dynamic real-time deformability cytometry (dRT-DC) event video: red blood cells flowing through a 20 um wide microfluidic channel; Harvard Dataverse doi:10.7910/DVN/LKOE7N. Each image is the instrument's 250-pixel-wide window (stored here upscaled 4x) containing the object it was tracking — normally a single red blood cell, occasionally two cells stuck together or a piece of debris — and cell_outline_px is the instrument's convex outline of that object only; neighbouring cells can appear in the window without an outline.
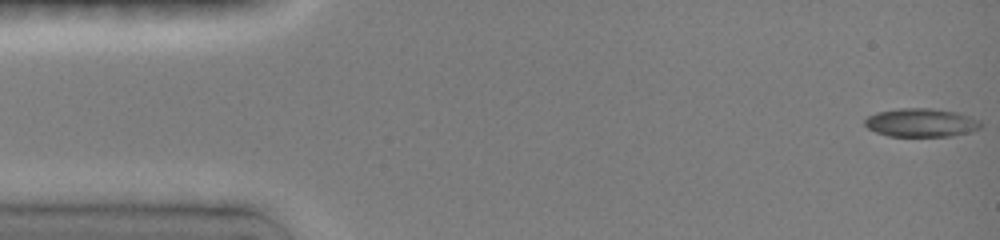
{"species": "common noctule bat (a hibernating species)", "species_latin": "Nyctalus noctula", "temperature_condition": "room temperature", "stored_images_in_passage": 87, "camera_frame_rate_fps": 3000, "um_per_image_px": 0.085, "animal": {"sex": "female", "body_mass_g": 19.0, "forearm_length_mm": 51.5}, "frame": {"image": 1, "passage_image": 1, "time_ms": 0.0, "image_size_px": [1000, 240], "cell_outline_px": [[984, 124], [980, 128], [972, 132], [952, 136], [888, 136], [876, 132], [868, 128], [864, 124], [864, 120], [868, 116], [876, 112], [900, 108], [932, 108], [960, 112], [980, 120]], "centroid_in_image_um": [78.35, 10.42], "position_along_channel_um": 6.7, "area_um2": 19.59}}
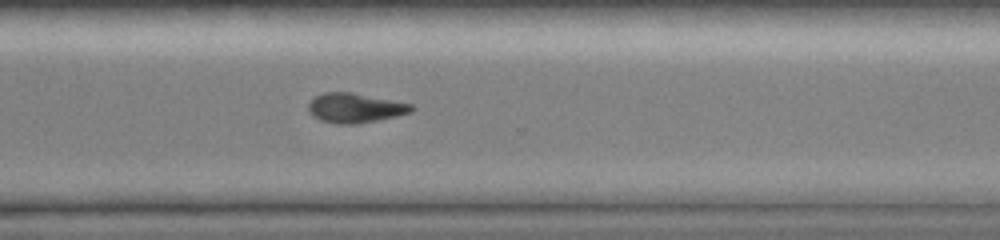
{"frame": {"image": 2, "passage_image": 59, "time_ms": 11.333, "image_size_px": [1000, 240], "cell_outline_px": [[416, 108], [412, 112], [396, 116], [356, 124], [340, 124], [320, 120], [308, 108], [308, 104], [316, 96], [324, 92], [352, 92], [412, 104]], "centroid_in_image_um": [30.23, 9.17], "position_along_channel_um": 340.4, "area_um2": 17.51}}
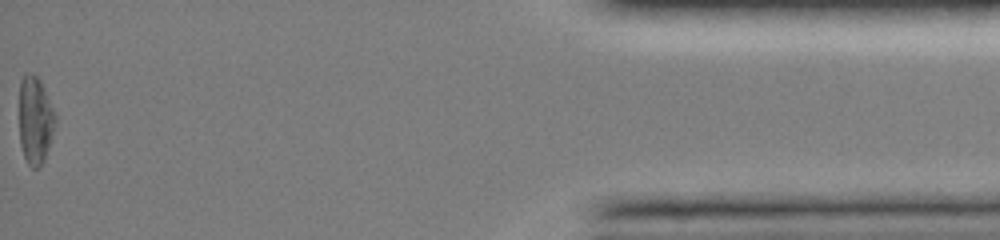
{"frame": {"image": 3, "passage_image": 86, "time_ms": 15.667, "image_size_px": [1000, 240], "cell_outline_px": [[56, 120], [48, 148], [44, 160], [36, 168], [32, 168], [28, 164], [24, 156], [20, 144], [20, 80], [24, 72], [32, 72], [40, 80], [56, 116]], "centroid_in_image_um": [2.98, 10.18], "position_along_channel_um": 432.2, "area_um2": 18.21}, "authors_computed_cell_mechanics": {"area_um2": 18.207, "velocity_mm_per_s": 4.0196, "shape_relaxation_time_tau1_ms": 5.5361, "shape_relaxation_time_tau2_ms": null, "deformation_change_tau1": 0.1758, "deformation_change_tau2": null}}